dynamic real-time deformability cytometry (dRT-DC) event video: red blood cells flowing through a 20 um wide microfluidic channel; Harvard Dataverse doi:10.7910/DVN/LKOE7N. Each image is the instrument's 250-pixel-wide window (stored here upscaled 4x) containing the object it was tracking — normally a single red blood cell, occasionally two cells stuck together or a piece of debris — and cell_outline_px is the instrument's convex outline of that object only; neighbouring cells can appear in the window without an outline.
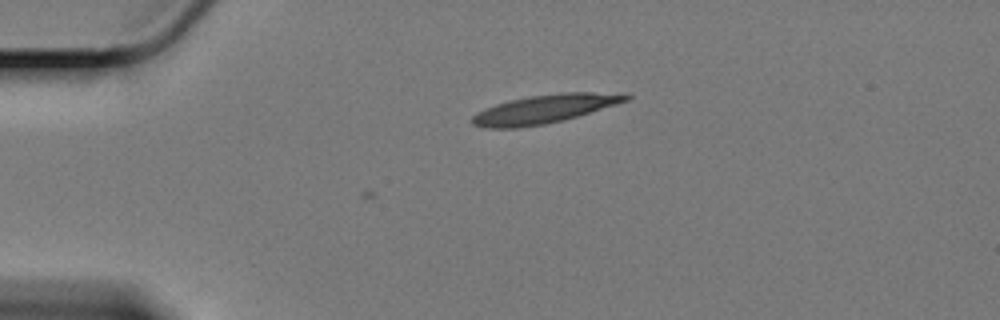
{"species": "Egyptian fruit bat (a non-hibernating species)", "species_latin": "Rousettus aegyptiacus", "temperature_condition": "cold", "stored_images_in_passage": 4, "camera_frame_rate_fps": 3000, "um_per_image_px": 0.085, "animal": {"sex": "female"}, "frame": {"image": 1, "passage_image": 4, "time_ms": 1.0, "image_size_px": [1000, 320], "cell_outline_px": [[632, 96], [628, 100], [616, 104], [564, 120], [544, 124], [516, 128], [484, 128], [472, 124], [468, 120], [476, 112], [484, 108], [496, 104], [512, 100], [532, 96], [560, 92], [628, 92]], "centroid_in_image_um": [46.3, 9.26], "position_along_channel_um": 38.7, "area_um2": 25.78}}